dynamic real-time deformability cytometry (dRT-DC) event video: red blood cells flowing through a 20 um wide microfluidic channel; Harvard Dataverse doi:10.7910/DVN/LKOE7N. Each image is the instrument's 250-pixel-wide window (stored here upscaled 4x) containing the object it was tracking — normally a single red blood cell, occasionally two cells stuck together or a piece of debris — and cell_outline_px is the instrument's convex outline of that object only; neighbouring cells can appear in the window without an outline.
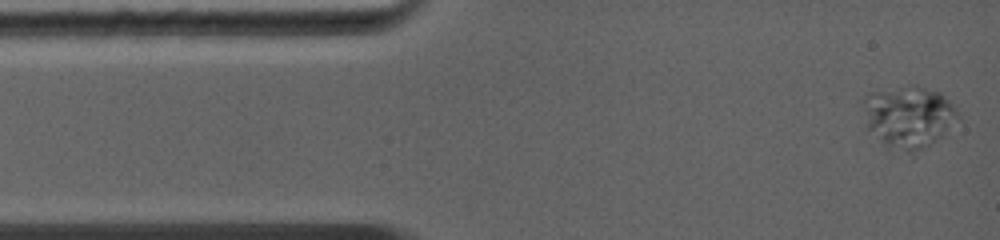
{"species": "common noctule bat (a hibernating species)", "species_latin": "Nyctalus noctula", "temperature_condition": "warm", "stored_images_in_passage": 3, "segment_of_instrument_passage": [1, 2], "camera_frame_rate_fps": 5000, "um_per_image_px": 0.085, "animal": {"sex": "female", "body_mass_g": 19.0, "forearm_length_mm": 56.7}, "frame": {"image": 1, "passage_image": 1, "time_ms": 0.0, "image_size_px": [1000, 240], "cell_outline_px": [[960, 116], [944, 132], [912, 156], [888, 144], [868, 128], [860, 100], [872, 92], [912, 84], [916, 84], [940, 92], [952, 104]], "centroid_in_image_um": [77.21, 9.87], "position_along_channel_um": 7.8, "area_um2": 33.58}}